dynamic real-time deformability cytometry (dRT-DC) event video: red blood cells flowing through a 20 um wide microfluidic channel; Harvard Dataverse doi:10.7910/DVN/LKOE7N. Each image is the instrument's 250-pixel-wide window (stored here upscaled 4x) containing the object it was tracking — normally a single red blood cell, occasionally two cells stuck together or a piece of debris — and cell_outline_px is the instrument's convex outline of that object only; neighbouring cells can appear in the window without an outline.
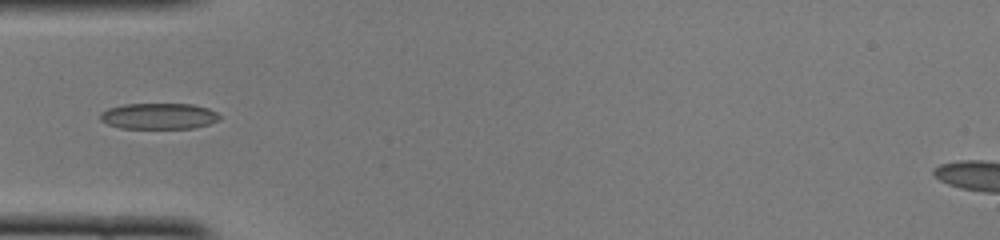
{"species": "common noctule bat (a hibernating species)", "species_latin": "Nyctalus noctula", "temperature_condition": "cold", "stored_images_in_passage": 32, "camera_frame_rate_fps": 3000, "um_per_image_px": 0.085, "animal": {"sex": "female", "body_mass_g": 22.0, "forearm_length_mm": 56.7}, "frame": {"image": 1, "passage_image": 1, "time_ms": 0.0, "image_size_px": [1000, 240], "cell_outline_px": [[220, 120], [196, 128], [120, 128], [108, 124], [100, 120], [100, 112], [108, 108], [124, 104], [192, 104], [208, 108], [216, 112], [220, 116]], "centroid_in_image_um": [13.49, 9.87], "position_along_channel_um": 71.5, "area_um2": 18.15}}
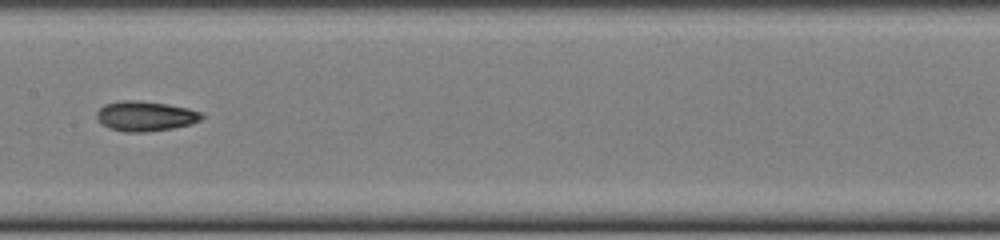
{"frame": {"image": 2, "passage_image": 10, "time_ms": 3.0, "image_size_px": [1000, 240], "cell_outline_px": [[204, 116], [200, 120], [192, 124], [172, 128], [144, 132], [124, 132], [108, 128], [96, 116], [96, 112], [104, 104], [120, 100], [136, 100], [168, 104], [188, 108], [200, 112]], "centroid_in_image_um": [12.35, 9.86], "position_along_channel_um": 195.0, "area_um2": 18.32}}
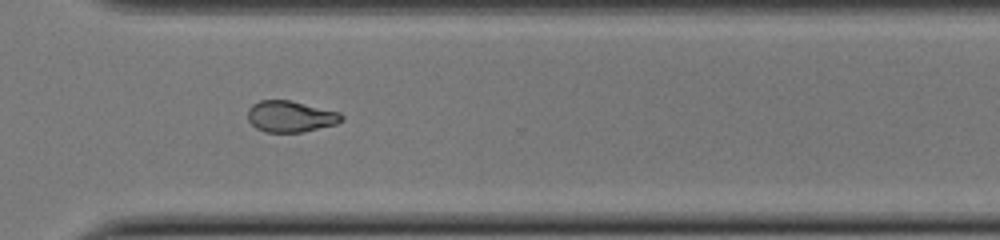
{"frame": {"image": 3, "passage_image": 21, "time_ms": 6.667, "image_size_px": [1000, 240], "cell_outline_px": [[344, 120], [336, 124], [304, 132], [264, 132], [256, 128], [248, 120], [248, 108], [252, 104], [260, 100], [288, 100], [340, 112], [344, 116]], "centroid_in_image_um": [24.7, 9.9], "position_along_channel_um": 345.9, "area_um2": 17.17}}